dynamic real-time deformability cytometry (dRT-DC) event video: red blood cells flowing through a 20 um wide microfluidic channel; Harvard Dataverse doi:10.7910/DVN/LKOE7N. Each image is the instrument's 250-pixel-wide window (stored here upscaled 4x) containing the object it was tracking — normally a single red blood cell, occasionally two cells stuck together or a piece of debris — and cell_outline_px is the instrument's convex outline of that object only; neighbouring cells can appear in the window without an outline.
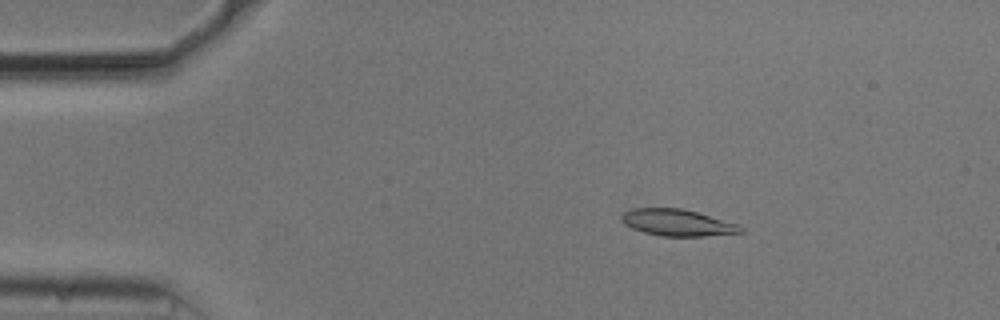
{"species": "common noctule bat (a hibernating species)", "species_latin": "Nyctalus noctula", "temperature_condition": "cold", "stored_images_in_passage": 54, "camera_frame_rate_fps": 3000, "um_per_image_px": 0.085, "animal": {"sex": "male", "body_mass_g": 20.5, "forearm_length_mm": 52.5}, "frame": {"image": 1, "passage_image": 9, "time_ms": 2.667, "image_size_px": [1000, 320], "cell_outline_px": [[744, 232], [704, 236], [660, 236], [644, 232], [632, 228], [624, 224], [620, 220], [620, 216], [624, 212], [632, 208], [680, 208], [696, 212], [736, 224], [744, 228]], "centroid_in_image_um": [57.52, 18.92], "position_along_channel_um": 27.5, "area_um2": 18.32}}
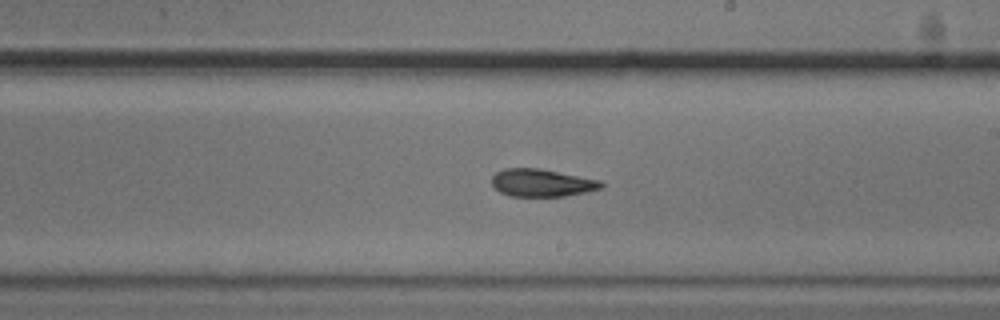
{"frame": {"image": 2, "passage_image": 31, "time_ms": 10.0, "image_size_px": [1000, 320], "cell_outline_px": [[604, 188], [588, 192], [564, 196], [512, 196], [500, 192], [492, 184], [492, 176], [496, 172], [504, 168], [536, 168], [600, 180], [604, 184]], "centroid_in_image_um": [46.07, 15.54], "position_along_channel_um": 242.9, "area_um2": 17.51}}
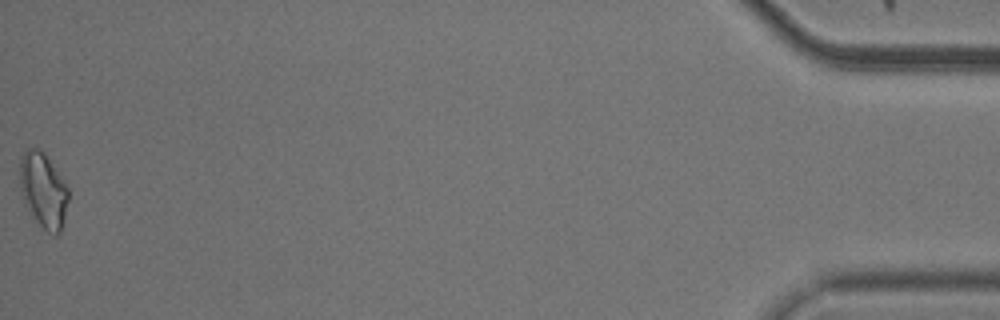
{"frame": {"image": 3, "passage_image": 54, "time_ms": 17.667, "image_size_px": [1000, 320], "cell_outline_px": [[68, 200], [60, 232], [56, 236], [52, 236], [32, 216], [24, 204], [20, 188], [20, 156], [24, 148], [36, 148], [44, 152], [68, 188]], "centroid_in_image_um": [3.65, 16.16], "position_along_channel_um": 431.6, "area_um2": 21.15}, "authors_computed_cell_mechanics": {"area_um2": 18.1492, "velocity_mm_per_s": 3.7307, "shape_relaxation_time_tau1_ms": 8.1304, "shape_relaxation_time_tau2_ms": 7.194, "deformation_change_tau1": 0.1814, "deformation_change_tau2": 0.1398}}